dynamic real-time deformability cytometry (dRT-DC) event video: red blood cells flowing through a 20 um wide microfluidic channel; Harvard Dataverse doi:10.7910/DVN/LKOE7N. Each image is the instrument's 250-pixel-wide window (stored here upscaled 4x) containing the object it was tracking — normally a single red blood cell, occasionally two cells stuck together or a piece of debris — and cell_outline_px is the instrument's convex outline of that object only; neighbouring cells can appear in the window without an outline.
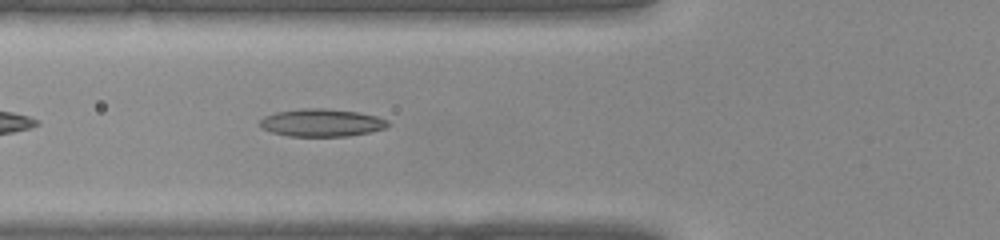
{"species": "common noctule bat (a hibernating species)", "species_latin": "Nyctalus noctula", "temperature_condition": "warm", "stored_images_in_passage": 29, "camera_frame_rate_fps": 3000, "um_per_image_px": 0.085, "animal": {"sex": "female", "body_mass_g": 22.0, "forearm_length_mm": 56.7}, "frame": {"image": 1, "passage_image": 4, "time_ms": 1.0, "image_size_px": [1000, 240], "cell_outline_px": [[392, 124], [384, 128], [368, 132], [348, 136], [288, 136], [272, 132], [264, 128], [260, 124], [260, 120], [264, 116], [276, 112], [300, 108], [324, 108], [356, 112], [376, 116], [388, 120]], "centroid_in_image_um": [27.34, 10.42], "position_along_channel_um": 98.5, "area_um2": 20.52}}
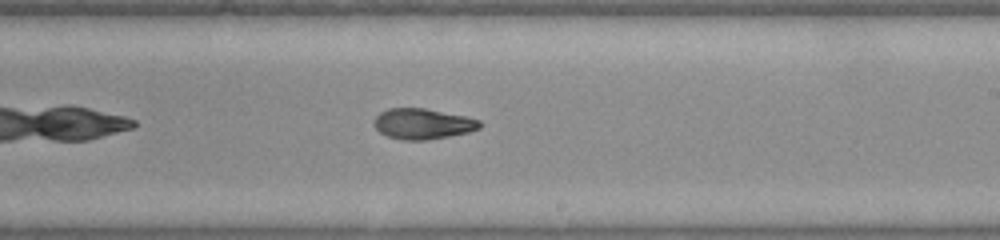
{"frame": {"image": 2, "passage_image": 13, "time_ms": 4.0, "image_size_px": [1000, 240], "cell_outline_px": [[480, 128], [468, 132], [428, 140], [400, 140], [388, 136], [380, 132], [376, 128], [372, 120], [380, 112], [388, 108], [424, 108], [464, 116], [480, 120]], "centroid_in_image_um": [35.89, 10.52], "position_along_channel_um": 253.1, "area_um2": 18.79}}
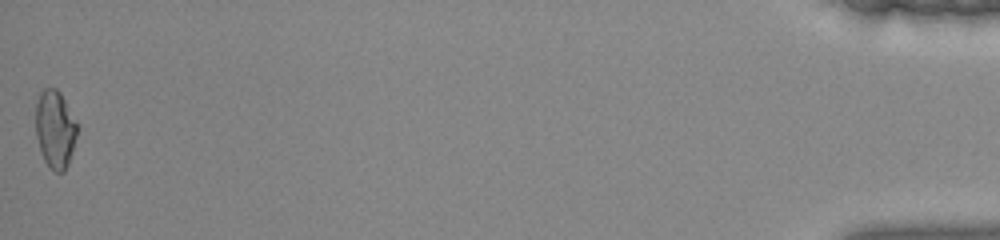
{"frame": {"image": 3, "passage_image": 29, "time_ms": 9.333, "image_size_px": [1000, 240], "cell_outline_px": [[80, 128], [68, 164], [64, 172], [52, 172], [48, 168], [40, 152], [36, 136], [36, 104], [40, 92], [44, 88], [56, 88], [60, 92]], "centroid_in_image_um": [4.7, 11.01], "position_along_channel_um": 430.5, "area_um2": 19.19}}